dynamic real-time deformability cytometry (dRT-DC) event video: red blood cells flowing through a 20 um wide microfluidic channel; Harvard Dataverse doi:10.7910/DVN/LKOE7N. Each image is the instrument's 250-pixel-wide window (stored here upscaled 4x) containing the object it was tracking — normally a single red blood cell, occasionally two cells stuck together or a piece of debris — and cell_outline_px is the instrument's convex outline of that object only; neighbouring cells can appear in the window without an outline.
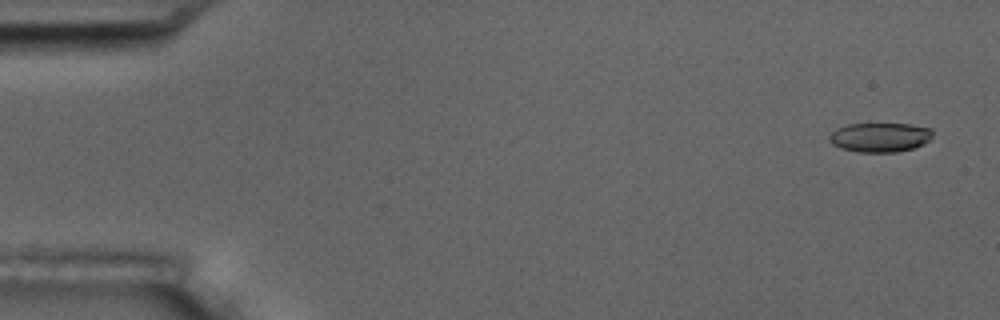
{"species": "common noctule bat (a hibernating species)", "species_latin": "Nyctalus noctula", "temperature_condition": "room temperature", "stored_images_in_passage": 6, "camera_frame_rate_fps": 3000, "um_per_image_px": 0.085, "animal": {"sex": "male", "body_mass_g": 17.5, "forearm_length_mm": 52.3}, "frame": {"image": 1, "passage_image": 1, "time_ms": 0.0, "image_size_px": [1000, 320], "cell_outline_px": [[932, 136], [924, 144], [912, 148], [896, 152], [860, 152], [840, 148], [832, 144], [828, 136], [836, 128], [848, 124], [912, 124], [932, 128]], "centroid_in_image_um": [74.79, 11.66], "position_along_channel_um": 10.2, "area_um2": 17.69}}
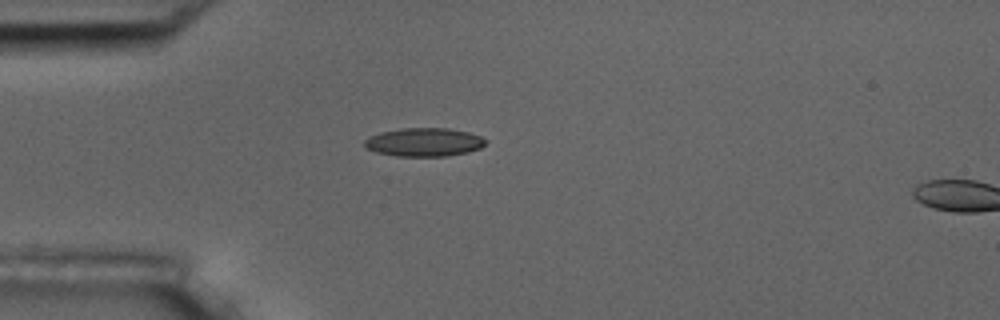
{"frame": {"image": 2, "passage_image": 5, "time_ms": 4.333, "image_size_px": [1000, 320], "cell_outline_px": [[488, 140], [480, 148], [468, 152], [448, 156], [396, 156], [376, 152], [364, 148], [364, 140], [368, 136], [380, 132], [400, 128], [448, 128], [468, 132], [480, 136]], "centroid_in_image_um": [36.01, 12.08], "position_along_channel_um": 49.0, "area_um2": 20.29}}